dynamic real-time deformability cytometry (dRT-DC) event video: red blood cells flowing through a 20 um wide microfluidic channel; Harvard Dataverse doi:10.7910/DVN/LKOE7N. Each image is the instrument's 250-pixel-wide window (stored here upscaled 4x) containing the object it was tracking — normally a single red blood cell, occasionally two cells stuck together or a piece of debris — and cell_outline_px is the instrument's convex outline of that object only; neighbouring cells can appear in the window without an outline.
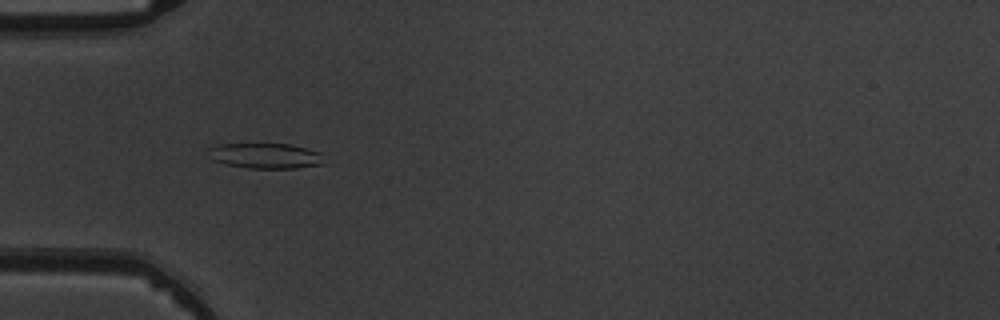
{"species": "common noctule bat (a hibernating species)", "species_latin": "Nyctalus noctula", "temperature_condition": "warm", "stored_images_in_passage": 4, "camera_frame_rate_fps": 3000, "um_per_image_px": 0.085, "animal": {"sex": "male", "body_mass_g": 19.5, "forearm_length_mm": 54.6}, "frame": {"image": 1, "passage_image": 3, "time_ms": 3.333, "image_size_px": [1000, 320], "cell_outline_px": [[324, 164], [296, 168], [248, 168], [224, 164], [212, 160], [208, 148], [216, 144], [292, 144], [320, 152]], "centroid_in_image_um": [22.55, 13.24], "position_along_channel_um": 62.5, "area_um2": 17.11}}
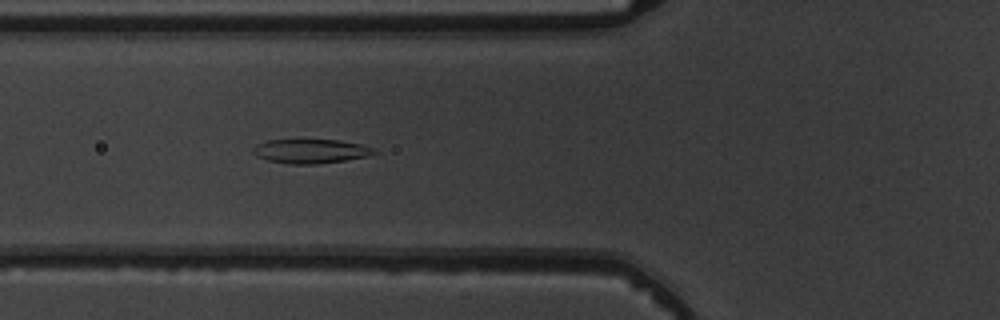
{"frame": {"image": 2, "passage_image": 4, "time_ms": 4.333, "image_size_px": [1000, 320], "cell_outline_px": [[380, 152], [368, 156], [344, 160], [316, 164], [292, 164], [268, 160], [256, 156], [252, 152], [252, 148], [256, 144], [268, 140], [340, 140], [360, 144], [376, 148]], "centroid_in_image_um": [26.43, 12.84], "position_along_channel_um": 99.4, "area_um2": 17.11}}